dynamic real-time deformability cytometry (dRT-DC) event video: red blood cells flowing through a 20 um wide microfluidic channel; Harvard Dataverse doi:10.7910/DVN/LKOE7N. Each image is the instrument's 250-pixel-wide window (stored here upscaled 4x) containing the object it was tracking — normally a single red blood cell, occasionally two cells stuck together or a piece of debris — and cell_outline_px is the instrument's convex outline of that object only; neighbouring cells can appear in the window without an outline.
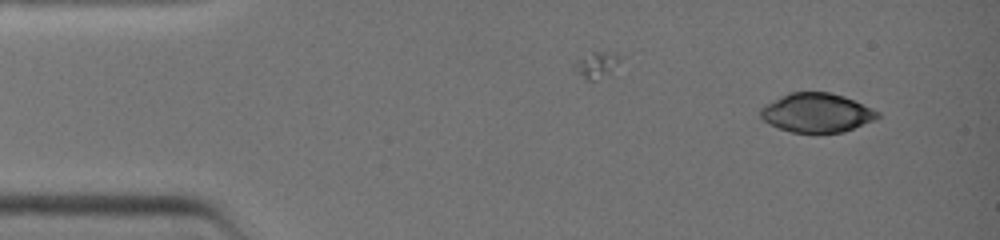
{"species": "common noctule bat (a hibernating species)", "species_latin": "Nyctalus noctula", "temperature_condition": "warm", "stored_images_in_passage": 3, "camera_frame_rate_fps": 3000, "um_per_image_px": 0.085, "animal": {"sex": "female", "body_mass_g": 19.0, "forearm_length_mm": 51.5}, "frame": {"image": 1, "passage_image": 1, "time_ms": 0.0, "image_size_px": [1000, 240], "cell_outline_px": [[880, 116], [876, 120], [844, 132], [792, 132], [768, 124], [760, 116], [760, 108], [764, 104], [788, 92], [828, 92], [844, 96], [872, 108], [880, 112]], "centroid_in_image_um": [69.42, 9.58], "position_along_channel_um": 15.6, "area_um2": 26.76}}